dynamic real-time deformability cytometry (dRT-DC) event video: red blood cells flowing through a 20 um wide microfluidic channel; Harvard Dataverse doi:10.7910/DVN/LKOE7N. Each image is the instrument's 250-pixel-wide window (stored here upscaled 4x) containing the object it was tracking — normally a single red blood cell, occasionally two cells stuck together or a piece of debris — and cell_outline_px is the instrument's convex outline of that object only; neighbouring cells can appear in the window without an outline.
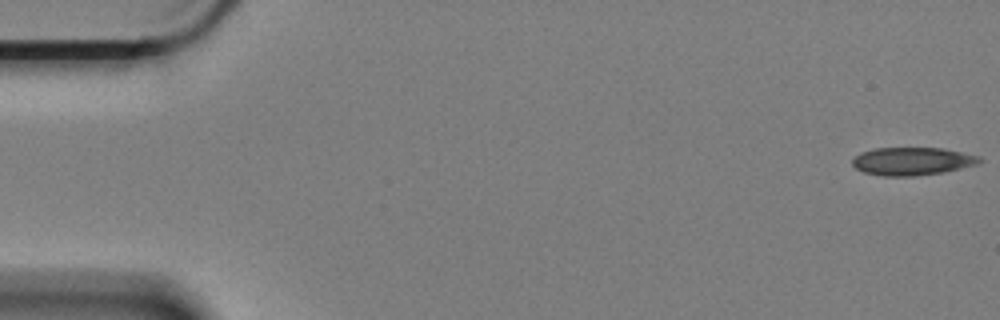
{"species": "Egyptian fruit bat (a non-hibernating species)", "species_latin": "Rousettus aegyptiacus", "temperature_condition": "cold", "stored_images_in_passage": 59, "camera_frame_rate_fps": 3000, "um_per_image_px": 0.085, "animal": {"sex": "female"}, "frame": {"image": 1, "passage_image": 1, "time_ms": 0.0, "image_size_px": [1000, 320], "cell_outline_px": [[984, 160], [976, 164], [944, 172], [912, 176], [884, 176], [864, 172], [856, 168], [852, 164], [852, 160], [860, 152], [872, 148], [940, 148], [980, 156]], "centroid_in_image_um": [77.52, 13.7], "position_along_channel_um": 7.5, "area_um2": 20.58}}
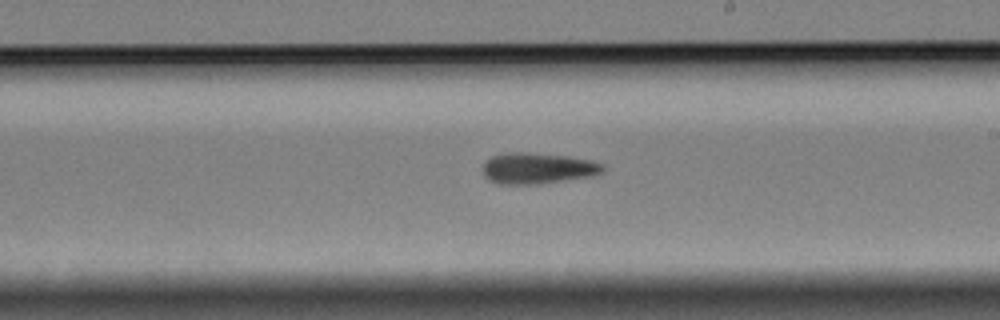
{"frame": {"image": 2, "passage_image": 34, "time_ms": 11.0, "image_size_px": [1000, 320], "cell_outline_px": [[604, 168], [600, 172], [592, 176], [540, 184], [500, 184], [488, 180], [484, 176], [484, 164], [492, 156], [512, 152], [524, 152], [564, 156], [588, 160], [604, 164]], "centroid_in_image_um": [45.68, 14.32], "position_along_channel_um": 243.3, "area_um2": 21.39}}
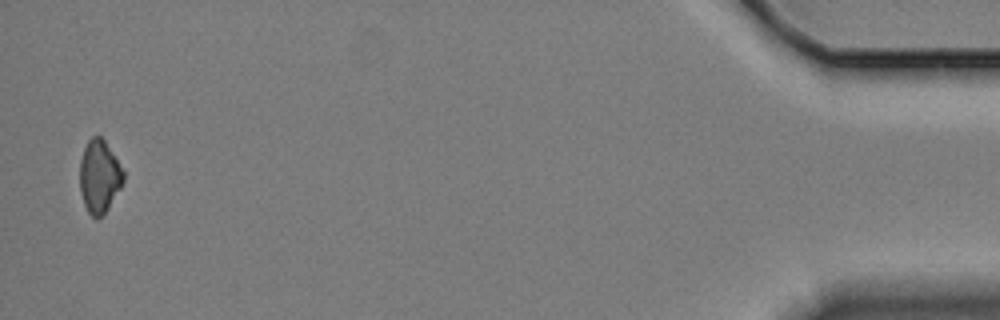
{"frame": {"image": 3, "passage_image": 58, "time_ms": 19.0, "image_size_px": [1000, 320], "cell_outline_px": [[124, 180], [120, 188], [108, 208], [96, 220], [88, 212], [84, 204], [80, 192], [80, 160], [84, 148], [88, 140], [92, 136], [100, 136], [104, 140], [124, 172]], "centroid_in_image_um": [8.42, 15.01], "position_along_channel_um": 426.8, "area_um2": 18.26}}